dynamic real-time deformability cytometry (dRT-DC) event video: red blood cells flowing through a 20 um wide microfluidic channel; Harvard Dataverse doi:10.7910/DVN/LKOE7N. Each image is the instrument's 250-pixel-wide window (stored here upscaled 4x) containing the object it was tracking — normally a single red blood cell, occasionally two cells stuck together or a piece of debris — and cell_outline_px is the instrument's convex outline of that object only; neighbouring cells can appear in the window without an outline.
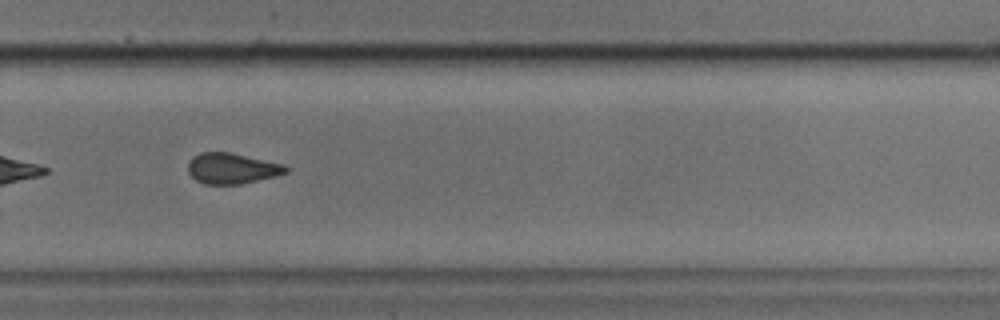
{"species": "common noctule bat (a hibernating species)", "species_latin": "Nyctalus noctula", "temperature_condition": "cold", "stored_images_in_passage": 29, "camera_frame_rate_fps": 3000, "um_per_image_px": 0.085, "animal": {"sex": "male", "body_mass_g": 17.9, "forearm_length_mm": 54.2}, "frame": {"image": 1, "passage_image": 24, "time_ms": 7.667, "image_size_px": [1000, 320], "cell_outline_px": [[292, 168], [288, 172], [276, 176], [240, 184], [204, 184], [196, 180], [188, 172], [188, 160], [192, 156], [200, 152], [232, 152], [284, 164]], "centroid_in_image_um": [19.73, 14.3], "position_along_channel_um": 310.1, "area_um2": 17.8}}